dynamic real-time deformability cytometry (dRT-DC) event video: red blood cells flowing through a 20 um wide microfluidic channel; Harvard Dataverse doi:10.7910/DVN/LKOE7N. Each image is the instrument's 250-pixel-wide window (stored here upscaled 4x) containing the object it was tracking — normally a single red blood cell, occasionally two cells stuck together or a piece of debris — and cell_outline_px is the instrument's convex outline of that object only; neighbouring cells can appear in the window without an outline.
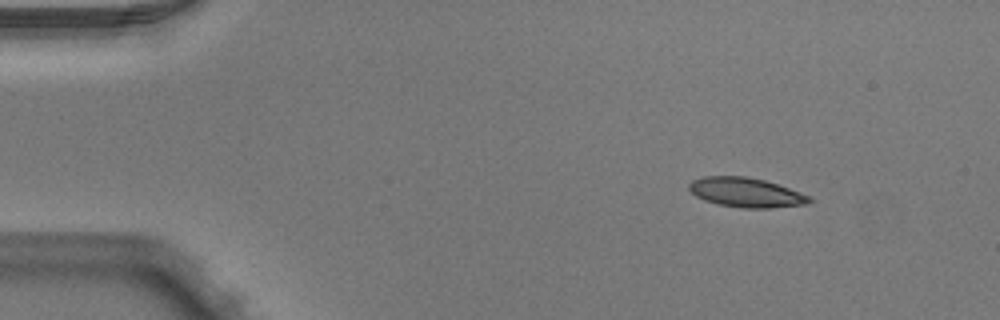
{"species": "Egyptian fruit bat (a non-hibernating species)", "species_latin": "Rousettus aegyptiacus", "temperature_condition": "warm", "stored_images_in_passage": 3, "camera_frame_rate_fps": 3000, "um_per_image_px": 0.085, "animal": {"sex": "male"}, "frame": {"image": 1, "passage_image": 1, "time_ms": 0.0, "image_size_px": [1000, 320], "cell_outline_px": [[812, 200], [808, 204], [772, 208], [740, 208], [716, 204], [704, 200], [696, 196], [688, 188], [688, 184], [692, 180], [704, 176], [744, 176], [764, 180], [812, 196]], "centroid_in_image_um": [63.41, 16.37], "position_along_channel_um": 21.6, "area_um2": 20.81}}
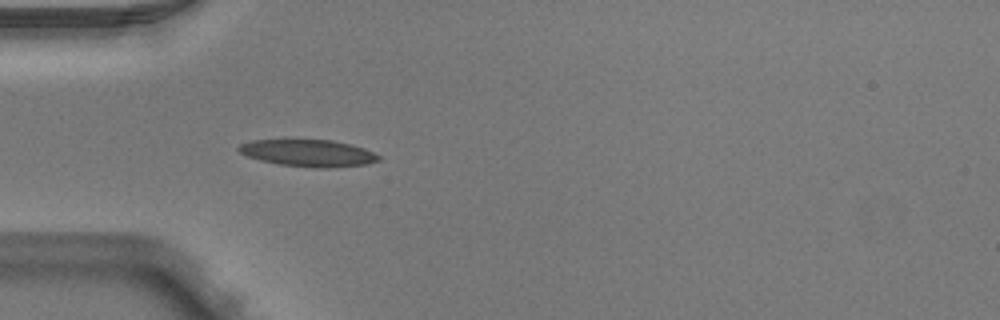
{"frame": {"image": 2, "passage_image": 3, "time_ms": 0.667, "image_size_px": [1000, 320], "cell_outline_px": [[380, 160], [368, 164], [328, 168], [320, 168], [280, 164], [260, 160], [248, 156], [240, 152], [236, 148], [240, 144], [252, 140], [332, 140], [364, 148], [380, 156]], "centroid_in_image_um": [26.21, 13.01], "position_along_channel_um": 58.8, "area_um2": 21.73}}